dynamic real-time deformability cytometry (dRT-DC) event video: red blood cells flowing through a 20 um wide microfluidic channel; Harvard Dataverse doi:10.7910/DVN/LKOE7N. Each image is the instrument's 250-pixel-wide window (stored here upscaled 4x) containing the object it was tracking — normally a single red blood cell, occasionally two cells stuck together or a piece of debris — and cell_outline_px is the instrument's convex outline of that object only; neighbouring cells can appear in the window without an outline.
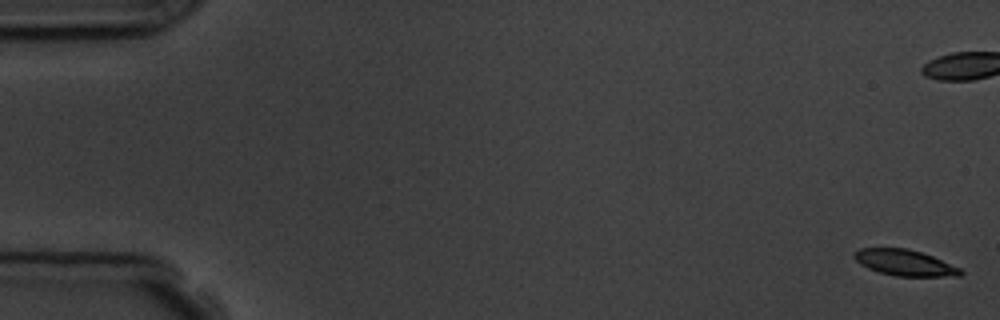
{"species": "common noctule bat (a hibernating species)", "species_latin": "Nyctalus noctula", "temperature_condition": "room temperature", "stored_images_in_passage": 5, "camera_frame_rate_fps": 3000, "um_per_image_px": 0.085, "animal": {"sex": "male", "body_mass_g": 19.5, "forearm_length_mm": 54.6}, "frame": {"image": 1, "passage_image": 1, "time_ms": 0.0, "image_size_px": [1000, 320], "cell_outline_px": [[964, 272], [960, 276], [896, 276], [880, 272], [868, 268], [860, 264], [852, 256], [852, 252], [860, 248], [908, 248], [932, 256], [960, 268]], "centroid_in_image_um": [76.87, 22.32], "position_along_channel_um": 8.1, "area_um2": 16.07}}